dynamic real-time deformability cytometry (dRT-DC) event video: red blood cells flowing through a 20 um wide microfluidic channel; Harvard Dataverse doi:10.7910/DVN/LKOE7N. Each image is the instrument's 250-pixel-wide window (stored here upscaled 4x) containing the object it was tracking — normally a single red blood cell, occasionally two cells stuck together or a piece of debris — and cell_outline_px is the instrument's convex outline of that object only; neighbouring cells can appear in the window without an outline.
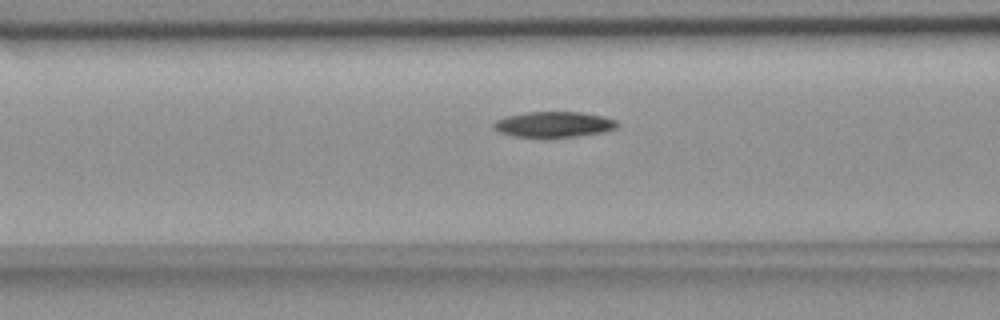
{"species": "common noctule bat (a hibernating species)", "species_latin": "Nyctalus noctula", "temperature_condition": "room temperature", "stored_images_in_passage": 38, "camera_frame_rate_fps": 3000, "um_per_image_px": 0.085, "animal": {"sex": "female", "body_mass_g": 18.4}, "frame": {"image": 1, "passage_image": 5, "time_ms": 1.333, "image_size_px": [1000, 320], "cell_outline_px": [[620, 124], [616, 128], [604, 132], [580, 136], [512, 136], [500, 132], [492, 128], [492, 124], [496, 120], [508, 116], [528, 112], [580, 112], [604, 116], [616, 120]], "centroid_in_image_um": [47.11, 10.56], "position_along_channel_um": 119.5, "area_um2": 18.26}}
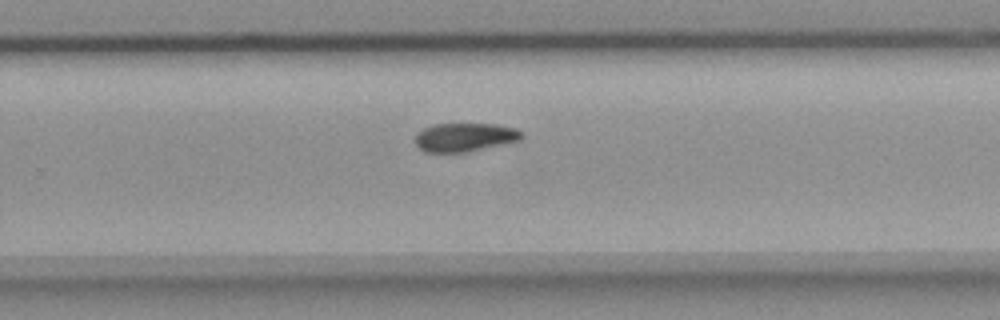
{"frame": {"image": 2, "passage_image": 19, "time_ms": 6.0, "image_size_px": [1000, 320], "cell_outline_px": [[524, 136], [520, 140], [468, 152], [424, 152], [416, 144], [416, 136], [424, 128], [432, 124], [496, 124], [516, 128], [524, 132]], "centroid_in_image_um": [39.55, 11.66], "position_along_channel_um": 290.2, "area_um2": 17.74}}
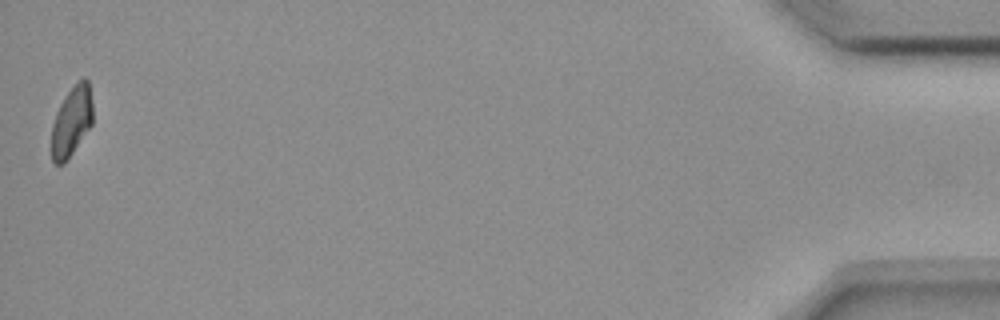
{"frame": {"image": 3, "passage_image": 38, "time_ms": 12.333, "image_size_px": [1000, 320], "cell_outline_px": [[92, 124], [64, 164], [56, 164], [52, 160], [52, 124], [56, 112], [64, 96], [84, 76], [88, 80], [92, 104]], "centroid_in_image_um": [6.08, 10.31], "position_along_channel_um": 429.1, "area_um2": 16.53}, "authors_computed_cell_mechanics": {"area_um2": 18.496, "velocity_mm_per_s": 3.6747, "shape_relaxation_time_tau1_ms": 5.6189, "shape_relaxation_time_tau2_ms": null, "deformation_change_tau1": 0.1442, "deformation_change_tau2": null}}